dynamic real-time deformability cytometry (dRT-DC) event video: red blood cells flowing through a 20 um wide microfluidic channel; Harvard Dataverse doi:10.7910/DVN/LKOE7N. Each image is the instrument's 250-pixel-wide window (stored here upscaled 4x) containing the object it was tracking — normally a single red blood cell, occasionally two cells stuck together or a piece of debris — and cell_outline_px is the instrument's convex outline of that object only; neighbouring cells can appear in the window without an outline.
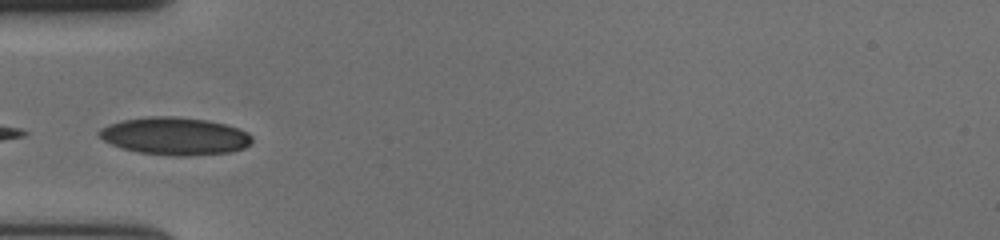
{"species": "human", "species_latin": "Homo sapiens", "temperature_condition": "cold", "stored_images_in_passage": 39, "camera_frame_rate_fps": 3000, "um_per_image_px": 0.085, "donor": {"sex": "female"}, "frame": {"image": 1, "passage_image": 1, "time_ms": 0.0, "image_size_px": [1000, 240], "cell_outline_px": [[252, 144], [244, 148], [232, 152], [188, 156], [172, 156], [140, 152], [120, 148], [104, 140], [96, 132], [100, 128], [124, 120], [148, 116], [176, 116], [208, 120], [224, 124], [248, 132], [252, 136]], "centroid_in_image_um": [14.89, 11.57], "position_along_channel_um": 70.1, "area_um2": 33.58}}
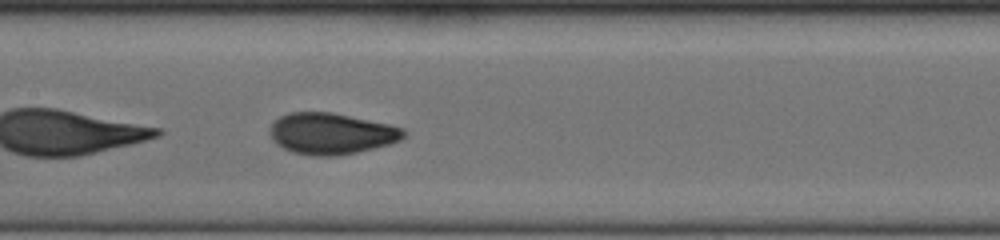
{"frame": {"image": 2, "passage_image": 10, "time_ms": 3.0, "image_size_px": [1000, 240], "cell_outline_px": [[404, 136], [400, 140], [388, 144], [356, 152], [336, 156], [316, 156], [292, 152], [276, 144], [272, 140], [268, 132], [272, 124], [280, 116], [288, 112], [332, 112], [388, 124], [404, 128]], "centroid_in_image_um": [28.11, 11.35], "position_along_channel_um": 179.3, "area_um2": 32.02}}
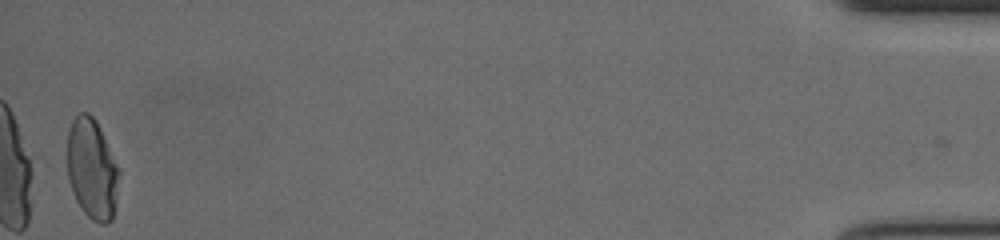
{"frame": {"image": 3, "passage_image": 38, "time_ms": 12.333, "image_size_px": [1000, 240], "cell_outline_px": [[120, 172], [116, 200], [112, 220], [108, 224], [100, 224], [92, 220], [80, 208], [76, 200], [68, 180], [68, 132], [72, 120], [80, 112], [88, 112], [96, 120], [100, 128]], "centroid_in_image_um": [7.82, 14.39], "position_along_channel_um": 427.4, "area_um2": 30.29}, "authors_computed_cell_mechanics": {"area_um2": 31.1542, "velocity_mm_per_s": 3.6578, "shape_relaxation_time_tau1_ms": 4.081, "shape_relaxation_time_tau2_ms": 0.8066, "deformation_change_tau1": 0.1496, "deformation_change_tau2": 0.0449}}